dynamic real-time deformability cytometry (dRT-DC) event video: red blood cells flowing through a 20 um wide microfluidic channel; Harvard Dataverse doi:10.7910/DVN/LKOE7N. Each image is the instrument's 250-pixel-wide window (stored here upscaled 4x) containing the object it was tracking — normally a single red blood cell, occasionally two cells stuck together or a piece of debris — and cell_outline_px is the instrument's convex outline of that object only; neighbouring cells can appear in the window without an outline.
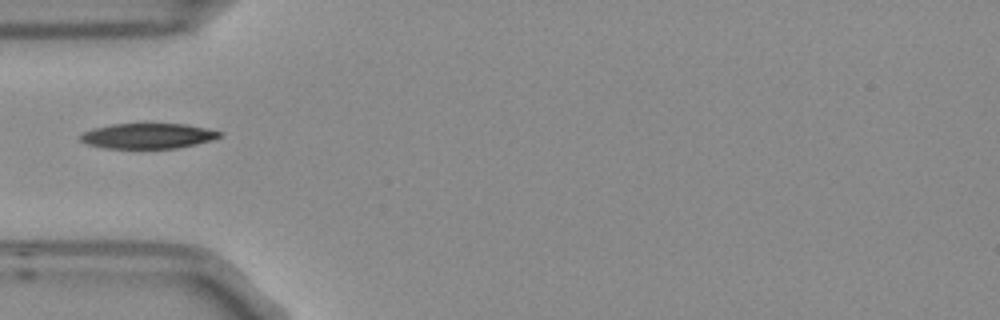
{"species": "Egyptian fruit bat (a non-hibernating species)", "species_latin": "Rousettus aegyptiacus", "temperature_condition": "room temperature", "stored_images_in_passage": 7, "camera_frame_rate_fps": 3000, "um_per_image_px": 0.085, "frame": {"image": 1, "passage_image": 6, "time_ms": 1.667, "image_size_px": [1000, 320], "cell_outline_px": [[224, 132], [220, 136], [212, 140], [196, 144], [176, 148], [104, 148], [88, 144], [80, 140], [80, 136], [84, 132], [92, 128], [112, 124], [188, 124]], "centroid_in_image_um": [12.59, 11.55], "position_along_channel_um": 72.4, "area_um2": 20.46}}